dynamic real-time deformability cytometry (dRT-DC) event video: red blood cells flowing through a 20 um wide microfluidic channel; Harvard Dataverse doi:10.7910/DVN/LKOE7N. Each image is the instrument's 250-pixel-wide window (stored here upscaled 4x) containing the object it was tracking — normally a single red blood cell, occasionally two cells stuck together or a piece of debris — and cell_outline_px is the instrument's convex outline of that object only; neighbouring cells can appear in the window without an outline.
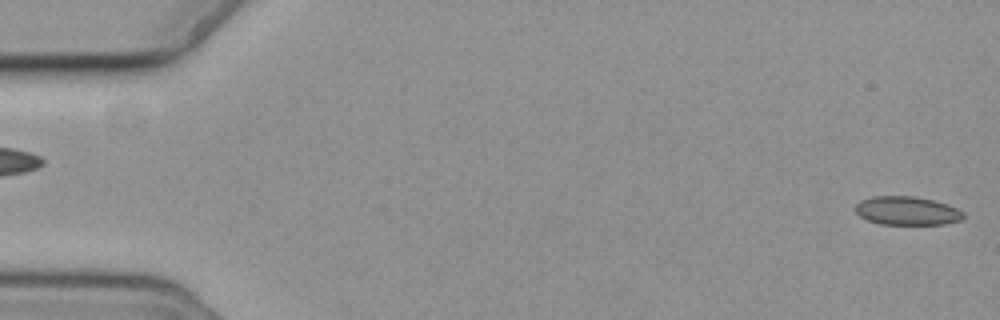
{"species": "common noctule bat (a hibernating species)", "species_latin": "Nyctalus noctula", "temperature_condition": "cold", "stored_images_in_passage": 4, "segment_of_instrument_passage": [2, 2], "camera_frame_rate_fps": 3000, "um_per_image_px": 0.085, "animal": {"sex": "female", "body_mass_g": 19.3, "forearm_length_mm": 54.1}, "frame": {"image": 1, "passage_image": 4, "time_ms": 3.667, "image_size_px": [1000, 320], "cell_outline_px": [[964, 216], [960, 220], [944, 224], [880, 224], [868, 220], [860, 216], [856, 212], [856, 204], [860, 200], [872, 196], [912, 196], [932, 200], [948, 204], [964, 212]], "centroid_in_image_um": [77.09, 17.91], "position_along_channel_um": 7.9, "area_um2": 17.92}}